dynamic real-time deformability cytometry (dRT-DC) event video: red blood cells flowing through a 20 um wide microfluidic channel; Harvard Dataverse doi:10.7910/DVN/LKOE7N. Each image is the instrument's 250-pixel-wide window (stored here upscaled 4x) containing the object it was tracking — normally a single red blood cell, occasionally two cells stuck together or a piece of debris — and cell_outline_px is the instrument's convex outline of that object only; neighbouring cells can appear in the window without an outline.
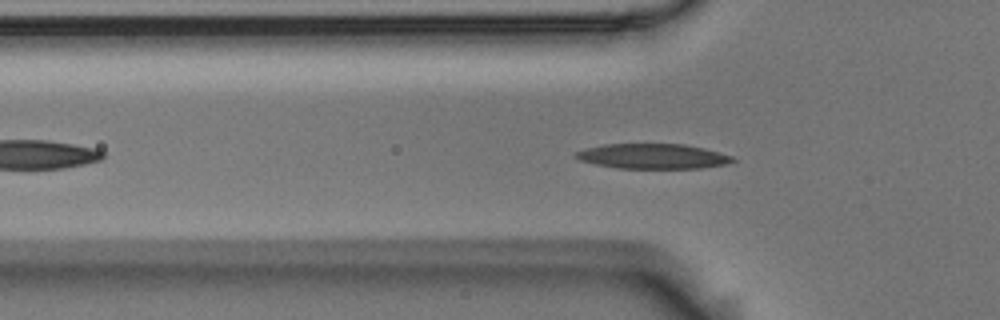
{"species": "Egyptian fruit bat (a non-hibernating species)", "species_latin": "Rousettus aegyptiacus", "temperature_condition": "room temperature", "stored_images_in_passage": 48, "camera_frame_rate_fps": 3000, "um_per_image_px": 0.085, "animal": {"sex": "male"}, "frame": {"image": 1, "passage_image": 10, "time_ms": 3.0, "image_size_px": [1000, 320], "cell_outline_px": [[736, 160], [724, 164], [700, 168], [620, 168], [596, 164], [580, 160], [572, 156], [572, 152], [584, 148], [604, 144], [684, 144], [704, 148], [732, 156]], "centroid_in_image_um": [55.42, 13.27], "position_along_channel_um": 70.4, "area_um2": 22.83}}
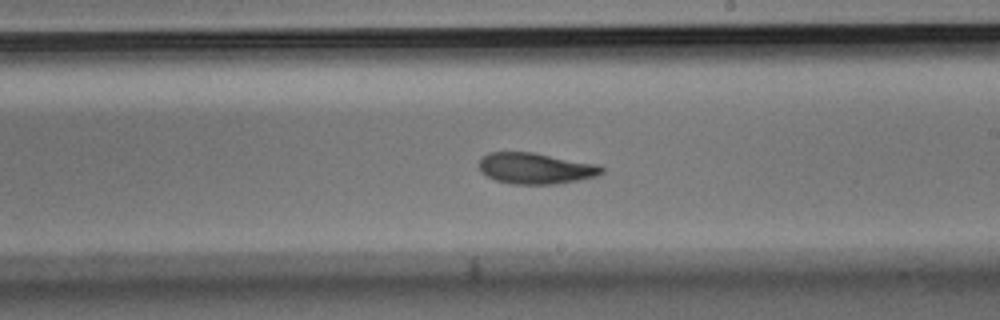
{"frame": {"image": 2, "passage_image": 24, "time_ms": 7.667, "image_size_px": [1000, 320], "cell_outline_px": [[604, 172], [596, 176], [556, 184], [512, 184], [496, 180], [480, 172], [480, 156], [488, 152], [532, 152], [600, 164], [604, 168]], "centroid_in_image_um": [45.53, 14.3], "position_along_channel_um": 243.5, "area_um2": 22.31}}
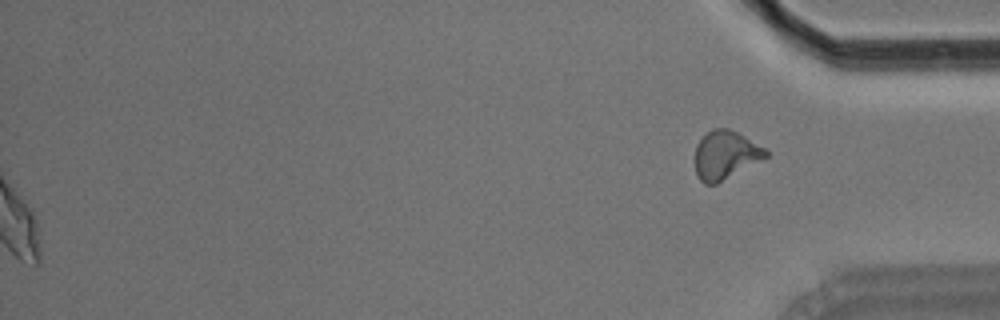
{"frame": {"image": 3, "passage_image": 48, "time_ms": 15.667, "image_size_px": [1000, 320], "cell_outline_px": [[768, 156], [716, 184], [704, 184], [696, 176], [696, 144], [712, 128], [728, 128], [744, 136], [764, 148], [768, 152]], "centroid_in_image_um": [61.64, 13.18], "position_along_channel_um": 373.6, "area_um2": 19.59}, "authors_computed_cell_mechanics": {"area_um2": 22.542, "velocity_mm_per_s": 3.6969, "shape_relaxation_time_tau1_ms": 4.046, "shape_relaxation_time_tau2_ms": 2.0032, "deformation_change_tau1": 0.1542, "deformation_change_tau2": 0.0863}}